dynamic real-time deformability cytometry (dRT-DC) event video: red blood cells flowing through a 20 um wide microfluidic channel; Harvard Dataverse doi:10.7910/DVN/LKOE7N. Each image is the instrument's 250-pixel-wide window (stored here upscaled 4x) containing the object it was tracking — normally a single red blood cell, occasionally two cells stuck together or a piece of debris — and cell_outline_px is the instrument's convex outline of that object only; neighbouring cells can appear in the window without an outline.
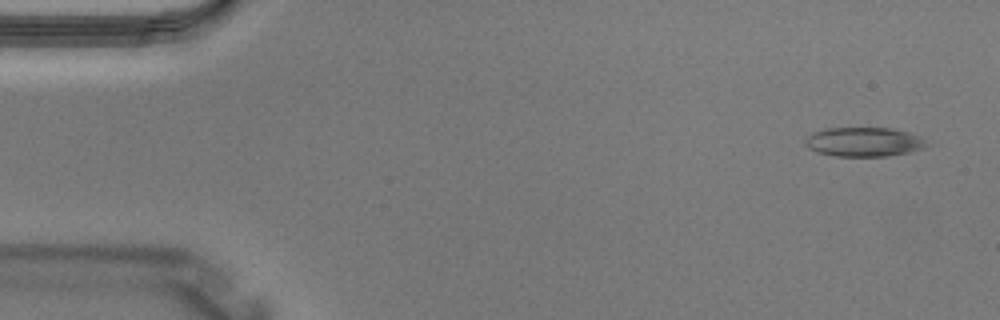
{"species": "Egyptian fruit bat (a non-hibernating species)", "species_latin": "Rousettus aegyptiacus", "temperature_condition": "warm", "stored_images_in_passage": 3, "camera_frame_rate_fps": 3000, "um_per_image_px": 0.085, "animal": {"sex": "male"}, "frame": {"image": 1, "passage_image": 1, "time_ms": 0.0, "image_size_px": [1000, 320], "cell_outline_px": [[924, 144], [920, 148], [908, 152], [888, 156], [836, 156], [816, 152], [808, 148], [804, 144], [804, 140], [812, 132], [824, 128], [892, 128], [908, 132], [920, 136], [924, 140]], "centroid_in_image_um": [73.34, 12.05], "position_along_channel_um": 11.7, "area_um2": 20.58}}